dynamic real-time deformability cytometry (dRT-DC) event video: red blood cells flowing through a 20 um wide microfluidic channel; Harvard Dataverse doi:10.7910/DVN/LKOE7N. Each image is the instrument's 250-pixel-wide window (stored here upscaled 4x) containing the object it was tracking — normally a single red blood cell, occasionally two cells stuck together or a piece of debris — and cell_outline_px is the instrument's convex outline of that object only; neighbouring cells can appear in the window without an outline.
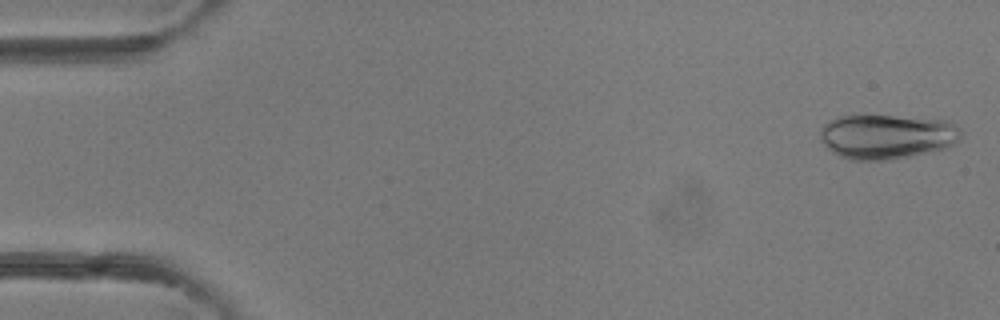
{"species": "common noctule bat (a hibernating species)", "species_latin": "Nyctalus noctula", "temperature_condition": "room temperature", "stored_images_in_passage": 5, "camera_frame_rate_fps": 3000, "um_per_image_px": 0.085, "animal": {"sex": "female"}, "frame": {"image": 1, "passage_image": 1, "time_ms": 0.0, "image_size_px": [1000, 320], "cell_outline_px": [[960, 140], [956, 144], [944, 148], [928, 152], [888, 160], [852, 160], [840, 156], [832, 152], [820, 140], [820, 128], [828, 120], [840, 116], [892, 116], [948, 120], [956, 124], [960, 128]], "centroid_in_image_um": [75.38, 11.6], "position_along_channel_um": 9.6, "area_um2": 36.65}}